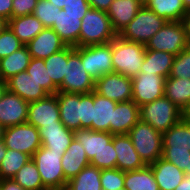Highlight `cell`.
<instances>
[{
  "label": "cell",
  "mask_w": 190,
  "mask_h": 190,
  "mask_svg": "<svg viewBox=\"0 0 190 190\" xmlns=\"http://www.w3.org/2000/svg\"><path fill=\"white\" fill-rule=\"evenodd\" d=\"M61 8L53 5L49 0H38L33 15L37 17L44 27H51L56 21L57 11Z\"/></svg>",
  "instance_id": "cell-39"
},
{
  "label": "cell",
  "mask_w": 190,
  "mask_h": 190,
  "mask_svg": "<svg viewBox=\"0 0 190 190\" xmlns=\"http://www.w3.org/2000/svg\"><path fill=\"white\" fill-rule=\"evenodd\" d=\"M45 190H62V188H57V189H45Z\"/></svg>",
  "instance_id": "cell-60"
},
{
  "label": "cell",
  "mask_w": 190,
  "mask_h": 190,
  "mask_svg": "<svg viewBox=\"0 0 190 190\" xmlns=\"http://www.w3.org/2000/svg\"><path fill=\"white\" fill-rule=\"evenodd\" d=\"M23 46L8 26L0 33V59L9 56Z\"/></svg>",
  "instance_id": "cell-43"
},
{
  "label": "cell",
  "mask_w": 190,
  "mask_h": 190,
  "mask_svg": "<svg viewBox=\"0 0 190 190\" xmlns=\"http://www.w3.org/2000/svg\"><path fill=\"white\" fill-rule=\"evenodd\" d=\"M164 96L182 110L190 103V79L166 78Z\"/></svg>",
  "instance_id": "cell-31"
},
{
  "label": "cell",
  "mask_w": 190,
  "mask_h": 190,
  "mask_svg": "<svg viewBox=\"0 0 190 190\" xmlns=\"http://www.w3.org/2000/svg\"><path fill=\"white\" fill-rule=\"evenodd\" d=\"M132 144L146 165L162 157L163 136L147 122L139 120L128 132Z\"/></svg>",
  "instance_id": "cell-4"
},
{
  "label": "cell",
  "mask_w": 190,
  "mask_h": 190,
  "mask_svg": "<svg viewBox=\"0 0 190 190\" xmlns=\"http://www.w3.org/2000/svg\"><path fill=\"white\" fill-rule=\"evenodd\" d=\"M3 141L7 149L23 152L30 157L42 146L39 130L27 122L5 128Z\"/></svg>",
  "instance_id": "cell-10"
},
{
  "label": "cell",
  "mask_w": 190,
  "mask_h": 190,
  "mask_svg": "<svg viewBox=\"0 0 190 190\" xmlns=\"http://www.w3.org/2000/svg\"><path fill=\"white\" fill-rule=\"evenodd\" d=\"M124 187L127 190H159L150 165L133 171H125Z\"/></svg>",
  "instance_id": "cell-33"
},
{
  "label": "cell",
  "mask_w": 190,
  "mask_h": 190,
  "mask_svg": "<svg viewBox=\"0 0 190 190\" xmlns=\"http://www.w3.org/2000/svg\"><path fill=\"white\" fill-rule=\"evenodd\" d=\"M125 172L114 169L101 170V187L102 190H119L124 187Z\"/></svg>",
  "instance_id": "cell-42"
},
{
  "label": "cell",
  "mask_w": 190,
  "mask_h": 190,
  "mask_svg": "<svg viewBox=\"0 0 190 190\" xmlns=\"http://www.w3.org/2000/svg\"><path fill=\"white\" fill-rule=\"evenodd\" d=\"M74 138L84 147L86 156L91 161L112 141L110 132L79 129L74 131Z\"/></svg>",
  "instance_id": "cell-26"
},
{
  "label": "cell",
  "mask_w": 190,
  "mask_h": 190,
  "mask_svg": "<svg viewBox=\"0 0 190 190\" xmlns=\"http://www.w3.org/2000/svg\"><path fill=\"white\" fill-rule=\"evenodd\" d=\"M94 92L115 102L132 100V79L119 73H109L95 80Z\"/></svg>",
  "instance_id": "cell-12"
},
{
  "label": "cell",
  "mask_w": 190,
  "mask_h": 190,
  "mask_svg": "<svg viewBox=\"0 0 190 190\" xmlns=\"http://www.w3.org/2000/svg\"><path fill=\"white\" fill-rule=\"evenodd\" d=\"M136 1L142 4V6H146V4L149 2V0H136Z\"/></svg>",
  "instance_id": "cell-59"
},
{
  "label": "cell",
  "mask_w": 190,
  "mask_h": 190,
  "mask_svg": "<svg viewBox=\"0 0 190 190\" xmlns=\"http://www.w3.org/2000/svg\"><path fill=\"white\" fill-rule=\"evenodd\" d=\"M182 120L190 124V103L181 110Z\"/></svg>",
  "instance_id": "cell-51"
},
{
  "label": "cell",
  "mask_w": 190,
  "mask_h": 190,
  "mask_svg": "<svg viewBox=\"0 0 190 190\" xmlns=\"http://www.w3.org/2000/svg\"><path fill=\"white\" fill-rule=\"evenodd\" d=\"M141 8L142 4L136 0H114L111 3L107 14L117 35L135 18Z\"/></svg>",
  "instance_id": "cell-23"
},
{
  "label": "cell",
  "mask_w": 190,
  "mask_h": 190,
  "mask_svg": "<svg viewBox=\"0 0 190 190\" xmlns=\"http://www.w3.org/2000/svg\"><path fill=\"white\" fill-rule=\"evenodd\" d=\"M29 102L8 89L0 99V124L4 127L27 122Z\"/></svg>",
  "instance_id": "cell-15"
},
{
  "label": "cell",
  "mask_w": 190,
  "mask_h": 190,
  "mask_svg": "<svg viewBox=\"0 0 190 190\" xmlns=\"http://www.w3.org/2000/svg\"><path fill=\"white\" fill-rule=\"evenodd\" d=\"M5 128L0 124V140H3Z\"/></svg>",
  "instance_id": "cell-58"
},
{
  "label": "cell",
  "mask_w": 190,
  "mask_h": 190,
  "mask_svg": "<svg viewBox=\"0 0 190 190\" xmlns=\"http://www.w3.org/2000/svg\"><path fill=\"white\" fill-rule=\"evenodd\" d=\"M7 148L5 147V143L3 140H0V163L3 160L6 154Z\"/></svg>",
  "instance_id": "cell-54"
},
{
  "label": "cell",
  "mask_w": 190,
  "mask_h": 190,
  "mask_svg": "<svg viewBox=\"0 0 190 190\" xmlns=\"http://www.w3.org/2000/svg\"><path fill=\"white\" fill-rule=\"evenodd\" d=\"M145 51V45L124 40L117 35L112 40L114 73L130 78L138 75L144 61Z\"/></svg>",
  "instance_id": "cell-2"
},
{
  "label": "cell",
  "mask_w": 190,
  "mask_h": 190,
  "mask_svg": "<svg viewBox=\"0 0 190 190\" xmlns=\"http://www.w3.org/2000/svg\"><path fill=\"white\" fill-rule=\"evenodd\" d=\"M139 120V106L133 100L118 102L113 111L110 133L113 135L128 134Z\"/></svg>",
  "instance_id": "cell-21"
},
{
  "label": "cell",
  "mask_w": 190,
  "mask_h": 190,
  "mask_svg": "<svg viewBox=\"0 0 190 190\" xmlns=\"http://www.w3.org/2000/svg\"><path fill=\"white\" fill-rule=\"evenodd\" d=\"M89 164L90 161L86 156L84 147L74 138L62 156L65 179L69 181L71 178L77 176Z\"/></svg>",
  "instance_id": "cell-27"
},
{
  "label": "cell",
  "mask_w": 190,
  "mask_h": 190,
  "mask_svg": "<svg viewBox=\"0 0 190 190\" xmlns=\"http://www.w3.org/2000/svg\"><path fill=\"white\" fill-rule=\"evenodd\" d=\"M116 36L107 12L90 8L81 20L79 47L107 44Z\"/></svg>",
  "instance_id": "cell-3"
},
{
  "label": "cell",
  "mask_w": 190,
  "mask_h": 190,
  "mask_svg": "<svg viewBox=\"0 0 190 190\" xmlns=\"http://www.w3.org/2000/svg\"><path fill=\"white\" fill-rule=\"evenodd\" d=\"M174 58L175 55L164 51L146 49L140 73H155L168 78L171 73Z\"/></svg>",
  "instance_id": "cell-29"
},
{
  "label": "cell",
  "mask_w": 190,
  "mask_h": 190,
  "mask_svg": "<svg viewBox=\"0 0 190 190\" xmlns=\"http://www.w3.org/2000/svg\"><path fill=\"white\" fill-rule=\"evenodd\" d=\"M68 57L69 46H66L64 49L44 59L45 67L48 72V80H52L57 87H59L64 80Z\"/></svg>",
  "instance_id": "cell-35"
},
{
  "label": "cell",
  "mask_w": 190,
  "mask_h": 190,
  "mask_svg": "<svg viewBox=\"0 0 190 190\" xmlns=\"http://www.w3.org/2000/svg\"><path fill=\"white\" fill-rule=\"evenodd\" d=\"M146 7L166 21H184L188 12L182 0H149Z\"/></svg>",
  "instance_id": "cell-32"
},
{
  "label": "cell",
  "mask_w": 190,
  "mask_h": 190,
  "mask_svg": "<svg viewBox=\"0 0 190 190\" xmlns=\"http://www.w3.org/2000/svg\"><path fill=\"white\" fill-rule=\"evenodd\" d=\"M30 160L31 157L23 152L7 149L0 163V180L13 179L16 173Z\"/></svg>",
  "instance_id": "cell-36"
},
{
  "label": "cell",
  "mask_w": 190,
  "mask_h": 190,
  "mask_svg": "<svg viewBox=\"0 0 190 190\" xmlns=\"http://www.w3.org/2000/svg\"><path fill=\"white\" fill-rule=\"evenodd\" d=\"M27 123L37 129L42 126L56 125L60 121V112L56 94L29 103Z\"/></svg>",
  "instance_id": "cell-14"
},
{
  "label": "cell",
  "mask_w": 190,
  "mask_h": 190,
  "mask_svg": "<svg viewBox=\"0 0 190 190\" xmlns=\"http://www.w3.org/2000/svg\"><path fill=\"white\" fill-rule=\"evenodd\" d=\"M140 120L162 134L182 119L181 109L163 96L139 107Z\"/></svg>",
  "instance_id": "cell-5"
},
{
  "label": "cell",
  "mask_w": 190,
  "mask_h": 190,
  "mask_svg": "<svg viewBox=\"0 0 190 190\" xmlns=\"http://www.w3.org/2000/svg\"><path fill=\"white\" fill-rule=\"evenodd\" d=\"M12 180L25 190L47 189L43 185L38 168L32 159L16 173Z\"/></svg>",
  "instance_id": "cell-37"
},
{
  "label": "cell",
  "mask_w": 190,
  "mask_h": 190,
  "mask_svg": "<svg viewBox=\"0 0 190 190\" xmlns=\"http://www.w3.org/2000/svg\"><path fill=\"white\" fill-rule=\"evenodd\" d=\"M67 190H102L101 169L86 166L77 176L71 178L66 186Z\"/></svg>",
  "instance_id": "cell-34"
},
{
  "label": "cell",
  "mask_w": 190,
  "mask_h": 190,
  "mask_svg": "<svg viewBox=\"0 0 190 190\" xmlns=\"http://www.w3.org/2000/svg\"><path fill=\"white\" fill-rule=\"evenodd\" d=\"M90 8L91 6L87 0H71L67 6L62 9L69 14L85 15Z\"/></svg>",
  "instance_id": "cell-46"
},
{
  "label": "cell",
  "mask_w": 190,
  "mask_h": 190,
  "mask_svg": "<svg viewBox=\"0 0 190 190\" xmlns=\"http://www.w3.org/2000/svg\"><path fill=\"white\" fill-rule=\"evenodd\" d=\"M8 27L24 46L45 28L33 14L11 18L8 20Z\"/></svg>",
  "instance_id": "cell-28"
},
{
  "label": "cell",
  "mask_w": 190,
  "mask_h": 190,
  "mask_svg": "<svg viewBox=\"0 0 190 190\" xmlns=\"http://www.w3.org/2000/svg\"><path fill=\"white\" fill-rule=\"evenodd\" d=\"M6 90H7V82L0 81V99Z\"/></svg>",
  "instance_id": "cell-55"
},
{
  "label": "cell",
  "mask_w": 190,
  "mask_h": 190,
  "mask_svg": "<svg viewBox=\"0 0 190 190\" xmlns=\"http://www.w3.org/2000/svg\"><path fill=\"white\" fill-rule=\"evenodd\" d=\"M12 1L13 0H0V17L7 21L12 18Z\"/></svg>",
  "instance_id": "cell-47"
},
{
  "label": "cell",
  "mask_w": 190,
  "mask_h": 190,
  "mask_svg": "<svg viewBox=\"0 0 190 190\" xmlns=\"http://www.w3.org/2000/svg\"><path fill=\"white\" fill-rule=\"evenodd\" d=\"M183 5L187 11L190 10V0H182Z\"/></svg>",
  "instance_id": "cell-57"
},
{
  "label": "cell",
  "mask_w": 190,
  "mask_h": 190,
  "mask_svg": "<svg viewBox=\"0 0 190 190\" xmlns=\"http://www.w3.org/2000/svg\"><path fill=\"white\" fill-rule=\"evenodd\" d=\"M150 166L159 190H175L185 177L181 169L162 157Z\"/></svg>",
  "instance_id": "cell-24"
},
{
  "label": "cell",
  "mask_w": 190,
  "mask_h": 190,
  "mask_svg": "<svg viewBox=\"0 0 190 190\" xmlns=\"http://www.w3.org/2000/svg\"><path fill=\"white\" fill-rule=\"evenodd\" d=\"M163 136L162 158L189 174L190 124L182 119L170 127Z\"/></svg>",
  "instance_id": "cell-1"
},
{
  "label": "cell",
  "mask_w": 190,
  "mask_h": 190,
  "mask_svg": "<svg viewBox=\"0 0 190 190\" xmlns=\"http://www.w3.org/2000/svg\"><path fill=\"white\" fill-rule=\"evenodd\" d=\"M175 190H190V175L185 174L183 181L176 187Z\"/></svg>",
  "instance_id": "cell-50"
},
{
  "label": "cell",
  "mask_w": 190,
  "mask_h": 190,
  "mask_svg": "<svg viewBox=\"0 0 190 190\" xmlns=\"http://www.w3.org/2000/svg\"><path fill=\"white\" fill-rule=\"evenodd\" d=\"M81 129L92 130V92L82 94V119Z\"/></svg>",
  "instance_id": "cell-44"
},
{
  "label": "cell",
  "mask_w": 190,
  "mask_h": 190,
  "mask_svg": "<svg viewBox=\"0 0 190 190\" xmlns=\"http://www.w3.org/2000/svg\"><path fill=\"white\" fill-rule=\"evenodd\" d=\"M167 21L146 6L137 12L135 18L118 35L122 39L143 45L158 32Z\"/></svg>",
  "instance_id": "cell-9"
},
{
  "label": "cell",
  "mask_w": 190,
  "mask_h": 190,
  "mask_svg": "<svg viewBox=\"0 0 190 190\" xmlns=\"http://www.w3.org/2000/svg\"><path fill=\"white\" fill-rule=\"evenodd\" d=\"M132 79V100L140 107L164 96L166 78L155 73H139Z\"/></svg>",
  "instance_id": "cell-13"
},
{
  "label": "cell",
  "mask_w": 190,
  "mask_h": 190,
  "mask_svg": "<svg viewBox=\"0 0 190 190\" xmlns=\"http://www.w3.org/2000/svg\"><path fill=\"white\" fill-rule=\"evenodd\" d=\"M56 95L60 112V121L70 130L76 131L81 129L82 94L58 91Z\"/></svg>",
  "instance_id": "cell-16"
},
{
  "label": "cell",
  "mask_w": 190,
  "mask_h": 190,
  "mask_svg": "<svg viewBox=\"0 0 190 190\" xmlns=\"http://www.w3.org/2000/svg\"><path fill=\"white\" fill-rule=\"evenodd\" d=\"M31 58L46 59L64 49L66 44L50 27H45L27 45Z\"/></svg>",
  "instance_id": "cell-17"
},
{
  "label": "cell",
  "mask_w": 190,
  "mask_h": 190,
  "mask_svg": "<svg viewBox=\"0 0 190 190\" xmlns=\"http://www.w3.org/2000/svg\"><path fill=\"white\" fill-rule=\"evenodd\" d=\"M93 9L107 12L114 0H87Z\"/></svg>",
  "instance_id": "cell-48"
},
{
  "label": "cell",
  "mask_w": 190,
  "mask_h": 190,
  "mask_svg": "<svg viewBox=\"0 0 190 190\" xmlns=\"http://www.w3.org/2000/svg\"><path fill=\"white\" fill-rule=\"evenodd\" d=\"M85 15H73L61 9L57 11V17L52 28L66 44V46L79 47V33L81 20Z\"/></svg>",
  "instance_id": "cell-19"
},
{
  "label": "cell",
  "mask_w": 190,
  "mask_h": 190,
  "mask_svg": "<svg viewBox=\"0 0 190 190\" xmlns=\"http://www.w3.org/2000/svg\"><path fill=\"white\" fill-rule=\"evenodd\" d=\"M8 26V21L0 17V33Z\"/></svg>",
  "instance_id": "cell-56"
},
{
  "label": "cell",
  "mask_w": 190,
  "mask_h": 190,
  "mask_svg": "<svg viewBox=\"0 0 190 190\" xmlns=\"http://www.w3.org/2000/svg\"><path fill=\"white\" fill-rule=\"evenodd\" d=\"M169 77L190 79V45L175 56Z\"/></svg>",
  "instance_id": "cell-40"
},
{
  "label": "cell",
  "mask_w": 190,
  "mask_h": 190,
  "mask_svg": "<svg viewBox=\"0 0 190 190\" xmlns=\"http://www.w3.org/2000/svg\"><path fill=\"white\" fill-rule=\"evenodd\" d=\"M117 102L92 91V130L110 132L113 111Z\"/></svg>",
  "instance_id": "cell-25"
},
{
  "label": "cell",
  "mask_w": 190,
  "mask_h": 190,
  "mask_svg": "<svg viewBox=\"0 0 190 190\" xmlns=\"http://www.w3.org/2000/svg\"><path fill=\"white\" fill-rule=\"evenodd\" d=\"M185 26H186V32H187V37L188 41L190 43V10L186 13L184 21Z\"/></svg>",
  "instance_id": "cell-52"
},
{
  "label": "cell",
  "mask_w": 190,
  "mask_h": 190,
  "mask_svg": "<svg viewBox=\"0 0 190 190\" xmlns=\"http://www.w3.org/2000/svg\"><path fill=\"white\" fill-rule=\"evenodd\" d=\"M81 60L83 68L94 80L113 73L112 41L107 44L82 46Z\"/></svg>",
  "instance_id": "cell-11"
},
{
  "label": "cell",
  "mask_w": 190,
  "mask_h": 190,
  "mask_svg": "<svg viewBox=\"0 0 190 190\" xmlns=\"http://www.w3.org/2000/svg\"><path fill=\"white\" fill-rule=\"evenodd\" d=\"M64 153L49 151L48 148L41 146L31 157L47 189L66 188L67 186L68 181L64 177L62 166Z\"/></svg>",
  "instance_id": "cell-7"
},
{
  "label": "cell",
  "mask_w": 190,
  "mask_h": 190,
  "mask_svg": "<svg viewBox=\"0 0 190 190\" xmlns=\"http://www.w3.org/2000/svg\"><path fill=\"white\" fill-rule=\"evenodd\" d=\"M26 72L31 75V77L40 84L48 94H56L58 92V87L52 82V80H48V72L45 67L44 59L31 58Z\"/></svg>",
  "instance_id": "cell-38"
},
{
  "label": "cell",
  "mask_w": 190,
  "mask_h": 190,
  "mask_svg": "<svg viewBox=\"0 0 190 190\" xmlns=\"http://www.w3.org/2000/svg\"><path fill=\"white\" fill-rule=\"evenodd\" d=\"M119 190H127L125 187H123V188H120Z\"/></svg>",
  "instance_id": "cell-61"
},
{
  "label": "cell",
  "mask_w": 190,
  "mask_h": 190,
  "mask_svg": "<svg viewBox=\"0 0 190 190\" xmlns=\"http://www.w3.org/2000/svg\"><path fill=\"white\" fill-rule=\"evenodd\" d=\"M38 0H13L12 18L33 14Z\"/></svg>",
  "instance_id": "cell-45"
},
{
  "label": "cell",
  "mask_w": 190,
  "mask_h": 190,
  "mask_svg": "<svg viewBox=\"0 0 190 190\" xmlns=\"http://www.w3.org/2000/svg\"><path fill=\"white\" fill-rule=\"evenodd\" d=\"M38 130L42 147L48 148L49 151L66 152L74 139V131L66 128L63 123L42 126Z\"/></svg>",
  "instance_id": "cell-22"
},
{
  "label": "cell",
  "mask_w": 190,
  "mask_h": 190,
  "mask_svg": "<svg viewBox=\"0 0 190 190\" xmlns=\"http://www.w3.org/2000/svg\"><path fill=\"white\" fill-rule=\"evenodd\" d=\"M83 67L81 47L69 46V57L64 80L58 87V91L79 94H87L94 91L95 80Z\"/></svg>",
  "instance_id": "cell-6"
},
{
  "label": "cell",
  "mask_w": 190,
  "mask_h": 190,
  "mask_svg": "<svg viewBox=\"0 0 190 190\" xmlns=\"http://www.w3.org/2000/svg\"><path fill=\"white\" fill-rule=\"evenodd\" d=\"M6 82L10 92L17 94L29 103L49 95L26 71L12 76Z\"/></svg>",
  "instance_id": "cell-20"
},
{
  "label": "cell",
  "mask_w": 190,
  "mask_h": 190,
  "mask_svg": "<svg viewBox=\"0 0 190 190\" xmlns=\"http://www.w3.org/2000/svg\"><path fill=\"white\" fill-rule=\"evenodd\" d=\"M53 5H55L56 7L59 8H63L65 6H67V4L71 1V0H49Z\"/></svg>",
  "instance_id": "cell-53"
},
{
  "label": "cell",
  "mask_w": 190,
  "mask_h": 190,
  "mask_svg": "<svg viewBox=\"0 0 190 190\" xmlns=\"http://www.w3.org/2000/svg\"><path fill=\"white\" fill-rule=\"evenodd\" d=\"M0 190H25L12 179L0 180Z\"/></svg>",
  "instance_id": "cell-49"
},
{
  "label": "cell",
  "mask_w": 190,
  "mask_h": 190,
  "mask_svg": "<svg viewBox=\"0 0 190 190\" xmlns=\"http://www.w3.org/2000/svg\"><path fill=\"white\" fill-rule=\"evenodd\" d=\"M90 165L98 169H114L117 168V153L113 147L112 141L91 161Z\"/></svg>",
  "instance_id": "cell-41"
},
{
  "label": "cell",
  "mask_w": 190,
  "mask_h": 190,
  "mask_svg": "<svg viewBox=\"0 0 190 190\" xmlns=\"http://www.w3.org/2000/svg\"><path fill=\"white\" fill-rule=\"evenodd\" d=\"M30 60L31 55L27 46H23L9 56L0 59V73L3 81H7L12 76L26 71Z\"/></svg>",
  "instance_id": "cell-30"
},
{
  "label": "cell",
  "mask_w": 190,
  "mask_h": 190,
  "mask_svg": "<svg viewBox=\"0 0 190 190\" xmlns=\"http://www.w3.org/2000/svg\"><path fill=\"white\" fill-rule=\"evenodd\" d=\"M113 147L117 153V168L133 171L146 166L136 152L128 134L113 135Z\"/></svg>",
  "instance_id": "cell-18"
},
{
  "label": "cell",
  "mask_w": 190,
  "mask_h": 190,
  "mask_svg": "<svg viewBox=\"0 0 190 190\" xmlns=\"http://www.w3.org/2000/svg\"><path fill=\"white\" fill-rule=\"evenodd\" d=\"M190 45L183 21H167L146 43L145 48L177 55Z\"/></svg>",
  "instance_id": "cell-8"
}]
</instances>
